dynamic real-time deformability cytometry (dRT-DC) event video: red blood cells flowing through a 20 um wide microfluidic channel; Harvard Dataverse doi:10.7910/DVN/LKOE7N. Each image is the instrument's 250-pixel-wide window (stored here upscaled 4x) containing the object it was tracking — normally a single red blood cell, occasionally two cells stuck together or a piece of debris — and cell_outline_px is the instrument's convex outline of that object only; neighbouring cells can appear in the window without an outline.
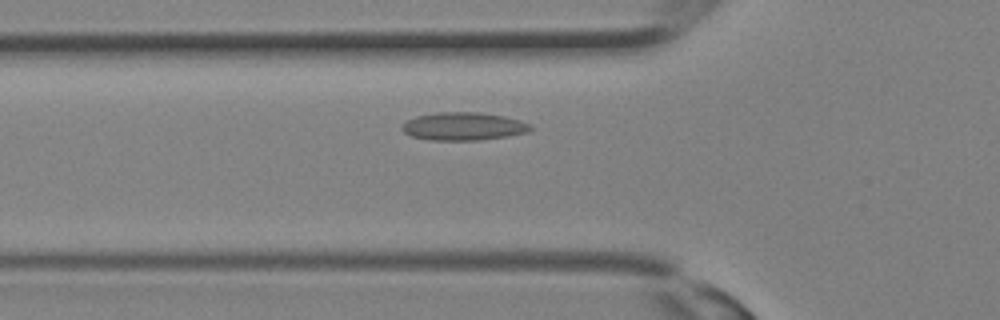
{"species": "Egyptian fruit bat (a non-hibernating species)", "species_latin": "Rousettus aegyptiacus", "temperature_condition": "room temperature", "stored_images_in_passage": 20, "camera_frame_rate_fps": 3000, "um_per_image_px": 0.085, "animal": {"sex": "female"}, "frame": {"image": 1, "passage_image": 5, "time_ms": 1.333, "image_size_px": [1000, 320], "cell_outline_px": [[532, 128], [528, 132], [508, 136], [480, 140], [432, 140], [412, 136], [404, 132], [400, 128], [408, 120], [416, 116], [436, 112], [480, 112], [504, 116], [520, 120], [528, 124]], "centroid_in_image_um": [39.39, 10.73], "position_along_channel_um": 86.4, "area_um2": 20.87}}
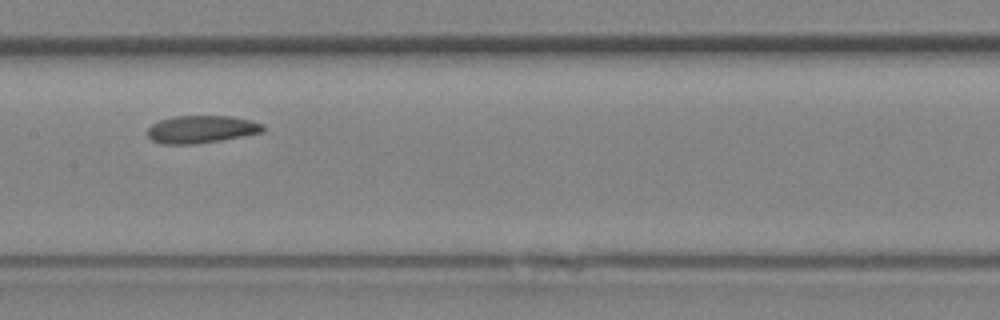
{"frame": {"image": 2, "passage_image": 10, "time_ms": 3.0, "image_size_px": [1000, 320], "cell_outline_px": [[264, 132], [220, 140], [196, 144], [164, 144], [152, 140], [148, 136], [148, 128], [152, 124], [160, 120], [172, 116], [232, 116], [252, 120], [264, 124]], "centroid_in_image_um": [17.13, 10.98], "position_along_channel_um": 190.3, "area_um2": 18.61}}
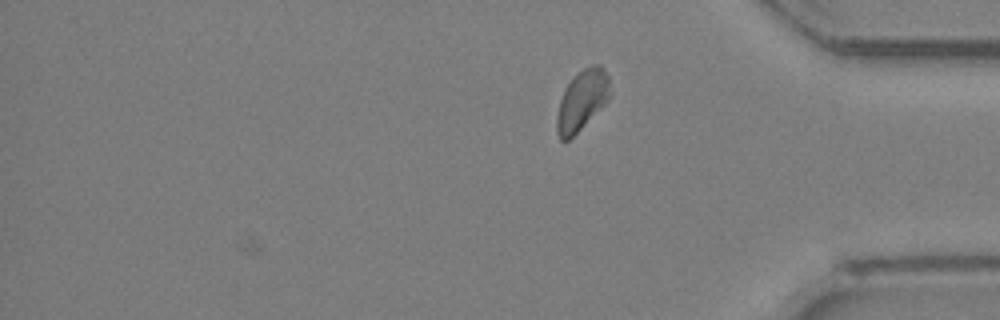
{"frame": {"image": 3, "passage_image": 20, "time_ms": 6.333, "image_size_px": [1000, 320], "cell_outline_px": [[612, 96], [568, 140], [560, 140], [556, 132], [556, 116], [560, 100], [568, 84], [584, 68], [592, 64], [600, 64], [604, 68], [608, 76], [612, 92]], "centroid_in_image_um": [49.49, 8.5], "position_along_channel_um": 385.7, "area_um2": 18.38}}